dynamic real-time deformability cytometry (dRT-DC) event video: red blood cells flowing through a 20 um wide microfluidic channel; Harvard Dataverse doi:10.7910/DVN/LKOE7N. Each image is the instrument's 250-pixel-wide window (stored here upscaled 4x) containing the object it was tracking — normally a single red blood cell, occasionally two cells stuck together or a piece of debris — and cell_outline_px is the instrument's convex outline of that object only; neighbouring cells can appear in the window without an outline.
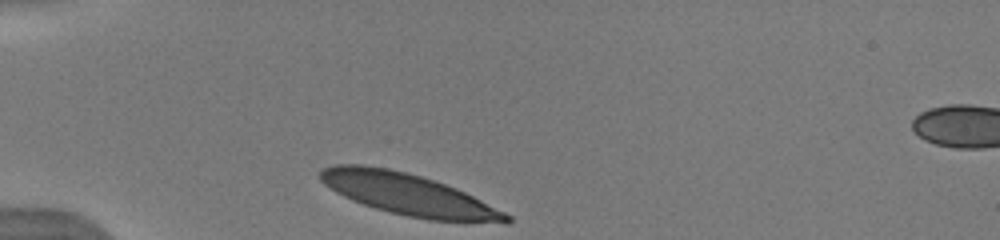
{"species": "human", "species_latin": "Homo sapiens", "temperature_condition": "warm", "stored_images_in_passage": 32, "camera_frame_rate_fps": 3000, "um_per_image_px": 0.085, "donor": {"sex": "male"}, "frame": {"image": 1, "passage_image": 1, "time_ms": 0.0, "image_size_px": [1000, 240], "cell_outline_px": [[512, 220], [508, 224], [428, 220], [408, 216], [376, 208], [352, 200], [336, 192], [324, 184], [320, 180], [320, 172], [324, 168], [332, 164], [364, 164], [388, 168], [420, 176], [456, 188], [512, 216]], "centroid_in_image_um": [34.73, 16.54], "position_along_channel_um": 50.3, "area_um2": 44.8}}
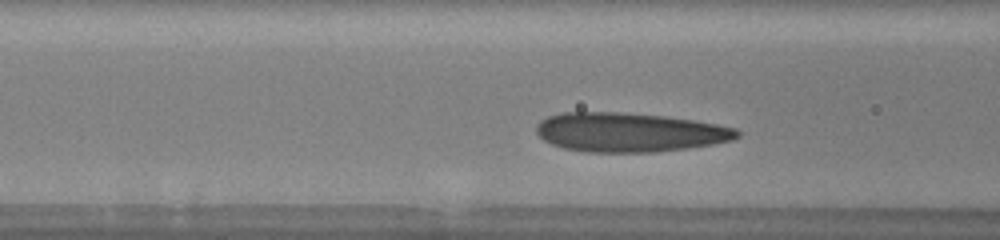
{"frame": {"image": 2, "passage_image": 8, "time_ms": 2.333, "image_size_px": [1000, 240], "cell_outline_px": [[740, 136], [732, 140], [712, 144], [688, 148], [656, 152], [588, 152], [564, 148], [552, 144], [544, 140], [536, 132], [536, 124], [540, 120], [548, 116], [564, 112], [616, 112], [664, 116], [692, 120], [716, 124], [736, 128], [740, 132]], "centroid_in_image_um": [53.49, 11.24], "position_along_channel_um": 113.1, "area_um2": 45.78}}
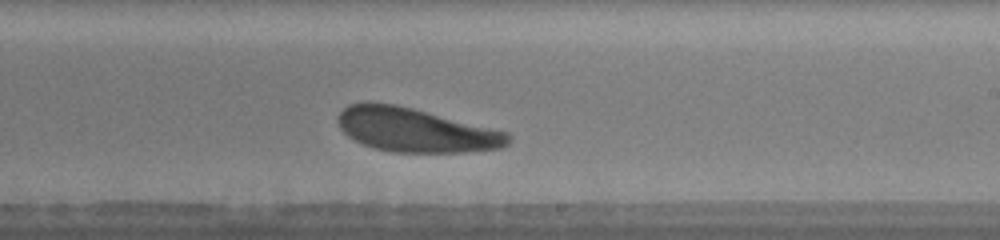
{"frame": {"image": 3, "passage_image": 19, "time_ms": 6.0, "image_size_px": [1000, 240], "cell_outline_px": [[512, 140], [508, 144], [500, 148], [468, 152], [392, 152], [376, 148], [364, 144], [348, 136], [340, 128], [336, 120], [336, 116], [348, 104], [368, 100], [396, 104], [508, 132], [512, 136]], "centroid_in_image_um": [35.3, 11.03], "position_along_channel_um": 253.7, "area_um2": 43.81}, "authors_computed_cell_mechanics": {"area_um2": 44.5927, "velocity_mm_per_s": 3.8404, "shape_relaxation_time_tau1_ms": 1.6648, "shape_relaxation_time_tau2_ms": null, "deformation_change_tau1": 0.1007, "deformation_change_tau2": null}}